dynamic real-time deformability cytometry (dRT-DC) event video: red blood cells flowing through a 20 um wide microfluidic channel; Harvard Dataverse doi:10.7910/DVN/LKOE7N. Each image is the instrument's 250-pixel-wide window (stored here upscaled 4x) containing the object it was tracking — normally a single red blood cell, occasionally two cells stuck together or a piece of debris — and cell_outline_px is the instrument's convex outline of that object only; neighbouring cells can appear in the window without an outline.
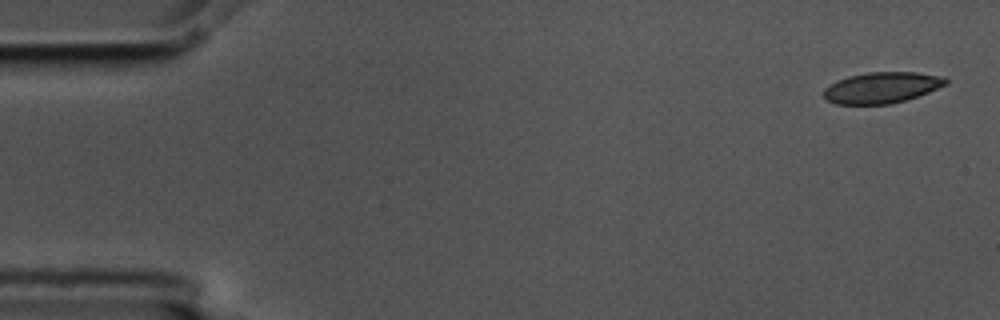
{"species": "common noctule bat (a hibernating species)", "species_latin": "Nyctalus noctula", "temperature_condition": "cold", "stored_images_in_passage": 55, "camera_frame_rate_fps": 3000, "um_per_image_px": 0.085, "animal": {"sex": "male", "body_mass_g": 17.5, "forearm_length_mm": 52.3}, "frame": {"image": 1, "passage_image": 1, "time_ms": 0.0, "image_size_px": [1000, 320], "cell_outline_px": [[948, 84], [928, 92], [904, 100], [888, 104], [836, 104], [824, 100], [824, 88], [836, 80], [848, 76], [868, 72], [916, 72], [944, 76], [948, 80]], "centroid_in_image_um": [74.93, 7.44], "position_along_channel_um": 10.1, "area_um2": 22.14}}
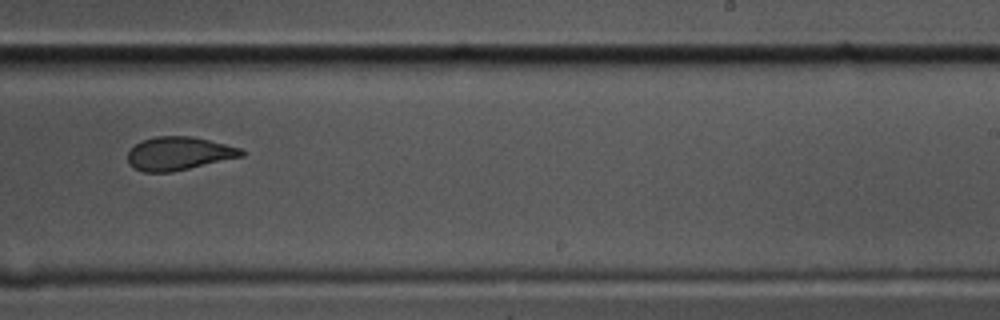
{"frame": {"image": 2, "passage_image": 34, "time_ms": 11.0, "image_size_px": [1000, 320], "cell_outline_px": [[244, 156], [172, 172], [144, 172], [132, 168], [128, 164], [128, 152], [140, 140], [156, 136], [188, 136], [208, 140], [240, 148], [244, 152]], "centroid_in_image_um": [15.15, 13.06], "position_along_channel_um": 273.8, "area_um2": 22.02}}
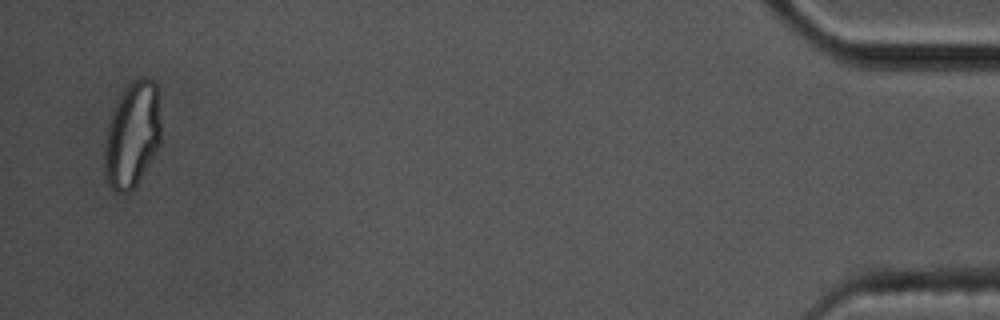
{"frame": {"image": 3, "passage_image": 54, "time_ms": 17.667, "image_size_px": [1000, 320], "cell_outline_px": [[160, 144], [136, 184], [128, 192], [116, 192], [108, 184], [104, 172], [104, 148], [108, 124], [112, 112], [120, 96], [128, 84], [132, 80], [144, 76], [152, 80], [156, 84], [160, 120]], "centroid_in_image_um": [11.23, 11.45], "position_along_channel_um": 424.0, "area_um2": 34.45}, "authors_computed_cell_mechanics": {"area_um2": 23.3512, "velocity_mm_per_s": 3.5324, "shape_relaxation_time_tau1_ms": 7.1242, "shape_relaxation_time_tau2_ms": 1.7142, "deformation_change_tau1": 0.1743, "deformation_change_tau2": 0.0703}}